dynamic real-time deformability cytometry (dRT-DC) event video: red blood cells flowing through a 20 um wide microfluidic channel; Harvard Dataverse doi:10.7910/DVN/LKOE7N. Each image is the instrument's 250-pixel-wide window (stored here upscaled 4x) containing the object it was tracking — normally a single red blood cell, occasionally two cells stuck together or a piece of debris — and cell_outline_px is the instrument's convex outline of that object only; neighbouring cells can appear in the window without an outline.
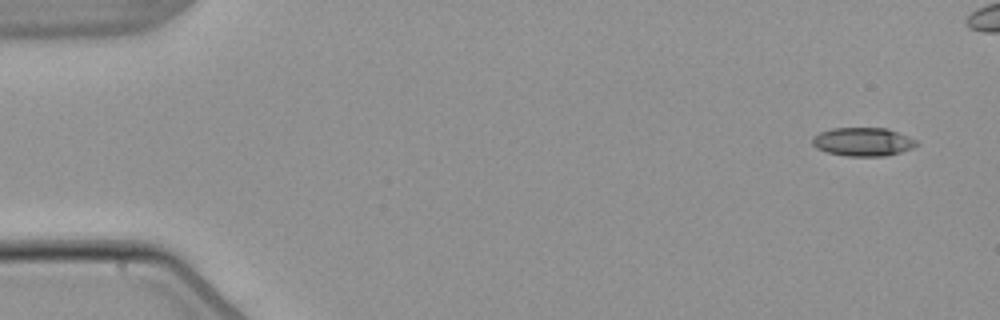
{"species": "common noctule bat (a hibernating species)", "species_latin": "Nyctalus noctula", "temperature_condition": "warm", "stored_images_in_passage": 5, "camera_frame_rate_fps": 3000, "um_per_image_px": 0.085, "animal": {"sex": "male", "body_mass_g": 21.5, "forearm_length_mm": 52.0}, "frame": {"image": 1, "passage_image": 1, "time_ms": 0.0, "image_size_px": [1000, 320], "cell_outline_px": [[920, 144], [912, 148], [900, 152], [884, 156], [848, 156], [828, 152], [816, 148], [812, 144], [812, 136], [820, 132], [832, 128], [888, 128], [908, 136], [916, 140]], "centroid_in_image_um": [73.35, 12.04], "position_along_channel_um": 11.6, "area_um2": 17.34}}